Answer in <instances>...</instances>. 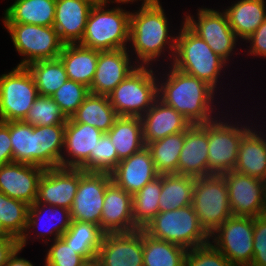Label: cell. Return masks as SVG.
<instances>
[{
    "label": "cell",
    "instance_id": "cell-1",
    "mask_svg": "<svg viewBox=\"0 0 266 266\" xmlns=\"http://www.w3.org/2000/svg\"><path fill=\"white\" fill-rule=\"evenodd\" d=\"M170 66L165 77L160 78L165 79L161 83L158 81V98L183 115L191 125H202L216 119L213 100L217 89Z\"/></svg>",
    "mask_w": 266,
    "mask_h": 266
},
{
    "label": "cell",
    "instance_id": "cell-2",
    "mask_svg": "<svg viewBox=\"0 0 266 266\" xmlns=\"http://www.w3.org/2000/svg\"><path fill=\"white\" fill-rule=\"evenodd\" d=\"M168 25L162 5H141L139 10L131 12L129 42H132L133 50L137 54L135 64L137 62L138 66L150 67L167 48L171 50L169 58L172 63L176 50V36L169 34Z\"/></svg>",
    "mask_w": 266,
    "mask_h": 266
},
{
    "label": "cell",
    "instance_id": "cell-3",
    "mask_svg": "<svg viewBox=\"0 0 266 266\" xmlns=\"http://www.w3.org/2000/svg\"><path fill=\"white\" fill-rule=\"evenodd\" d=\"M179 31L178 35L175 34L176 50L170 64L177 70L204 81L215 90L227 62L214 53L184 22Z\"/></svg>",
    "mask_w": 266,
    "mask_h": 266
},
{
    "label": "cell",
    "instance_id": "cell-4",
    "mask_svg": "<svg viewBox=\"0 0 266 266\" xmlns=\"http://www.w3.org/2000/svg\"><path fill=\"white\" fill-rule=\"evenodd\" d=\"M106 5L94 4L91 8L83 37L78 44L98 51L127 48L131 12L120 6L107 10Z\"/></svg>",
    "mask_w": 266,
    "mask_h": 266
},
{
    "label": "cell",
    "instance_id": "cell-5",
    "mask_svg": "<svg viewBox=\"0 0 266 266\" xmlns=\"http://www.w3.org/2000/svg\"><path fill=\"white\" fill-rule=\"evenodd\" d=\"M150 237L178 244L187 250L210 243L193 206L159 212L144 228Z\"/></svg>",
    "mask_w": 266,
    "mask_h": 266
},
{
    "label": "cell",
    "instance_id": "cell-6",
    "mask_svg": "<svg viewBox=\"0 0 266 266\" xmlns=\"http://www.w3.org/2000/svg\"><path fill=\"white\" fill-rule=\"evenodd\" d=\"M152 66H138L108 95L118 116L141 117L158 98V76Z\"/></svg>",
    "mask_w": 266,
    "mask_h": 266
},
{
    "label": "cell",
    "instance_id": "cell-7",
    "mask_svg": "<svg viewBox=\"0 0 266 266\" xmlns=\"http://www.w3.org/2000/svg\"><path fill=\"white\" fill-rule=\"evenodd\" d=\"M192 206L210 235L232 216L228 189L222 175L194 178Z\"/></svg>",
    "mask_w": 266,
    "mask_h": 266
},
{
    "label": "cell",
    "instance_id": "cell-8",
    "mask_svg": "<svg viewBox=\"0 0 266 266\" xmlns=\"http://www.w3.org/2000/svg\"><path fill=\"white\" fill-rule=\"evenodd\" d=\"M16 51L24 58L17 65L27 67L40 60L57 59L64 43L53 26L4 23Z\"/></svg>",
    "mask_w": 266,
    "mask_h": 266
},
{
    "label": "cell",
    "instance_id": "cell-9",
    "mask_svg": "<svg viewBox=\"0 0 266 266\" xmlns=\"http://www.w3.org/2000/svg\"><path fill=\"white\" fill-rule=\"evenodd\" d=\"M38 95L27 67L16 66L0 75V121H23Z\"/></svg>",
    "mask_w": 266,
    "mask_h": 266
},
{
    "label": "cell",
    "instance_id": "cell-10",
    "mask_svg": "<svg viewBox=\"0 0 266 266\" xmlns=\"http://www.w3.org/2000/svg\"><path fill=\"white\" fill-rule=\"evenodd\" d=\"M219 118L220 116L208 122L209 176L234 170L241 138L250 129L249 125L240 126L238 123L236 125V122L234 125Z\"/></svg>",
    "mask_w": 266,
    "mask_h": 266
},
{
    "label": "cell",
    "instance_id": "cell-11",
    "mask_svg": "<svg viewBox=\"0 0 266 266\" xmlns=\"http://www.w3.org/2000/svg\"><path fill=\"white\" fill-rule=\"evenodd\" d=\"M253 232L254 217L232 215L210 234V243L234 266H250Z\"/></svg>",
    "mask_w": 266,
    "mask_h": 266
},
{
    "label": "cell",
    "instance_id": "cell-12",
    "mask_svg": "<svg viewBox=\"0 0 266 266\" xmlns=\"http://www.w3.org/2000/svg\"><path fill=\"white\" fill-rule=\"evenodd\" d=\"M198 20L194 16L187 15L184 23L199 37H201L213 50L227 63L230 55L234 53L238 38L229 25L226 13L219 12L210 8H199ZM232 53V54H231Z\"/></svg>",
    "mask_w": 266,
    "mask_h": 266
},
{
    "label": "cell",
    "instance_id": "cell-13",
    "mask_svg": "<svg viewBox=\"0 0 266 266\" xmlns=\"http://www.w3.org/2000/svg\"><path fill=\"white\" fill-rule=\"evenodd\" d=\"M226 181L231 213L258 217L266 214V182L236 171L222 174Z\"/></svg>",
    "mask_w": 266,
    "mask_h": 266
},
{
    "label": "cell",
    "instance_id": "cell-14",
    "mask_svg": "<svg viewBox=\"0 0 266 266\" xmlns=\"http://www.w3.org/2000/svg\"><path fill=\"white\" fill-rule=\"evenodd\" d=\"M111 181L109 173L80 168L79 186L70 209L72 221L91 222L100 227L105 191Z\"/></svg>",
    "mask_w": 266,
    "mask_h": 266
},
{
    "label": "cell",
    "instance_id": "cell-15",
    "mask_svg": "<svg viewBox=\"0 0 266 266\" xmlns=\"http://www.w3.org/2000/svg\"><path fill=\"white\" fill-rule=\"evenodd\" d=\"M96 258L101 266H143V229L104 233Z\"/></svg>",
    "mask_w": 266,
    "mask_h": 266
},
{
    "label": "cell",
    "instance_id": "cell-16",
    "mask_svg": "<svg viewBox=\"0 0 266 266\" xmlns=\"http://www.w3.org/2000/svg\"><path fill=\"white\" fill-rule=\"evenodd\" d=\"M103 134L96 127L68 118L65 124L61 167L85 170L90 165V154L95 153L97 142Z\"/></svg>",
    "mask_w": 266,
    "mask_h": 266
},
{
    "label": "cell",
    "instance_id": "cell-17",
    "mask_svg": "<svg viewBox=\"0 0 266 266\" xmlns=\"http://www.w3.org/2000/svg\"><path fill=\"white\" fill-rule=\"evenodd\" d=\"M80 180V168L45 169L35 203L71 209Z\"/></svg>",
    "mask_w": 266,
    "mask_h": 266
},
{
    "label": "cell",
    "instance_id": "cell-18",
    "mask_svg": "<svg viewBox=\"0 0 266 266\" xmlns=\"http://www.w3.org/2000/svg\"><path fill=\"white\" fill-rule=\"evenodd\" d=\"M45 169L33 164L11 162L0 166V191L29 206L36 202L39 181Z\"/></svg>",
    "mask_w": 266,
    "mask_h": 266
},
{
    "label": "cell",
    "instance_id": "cell-19",
    "mask_svg": "<svg viewBox=\"0 0 266 266\" xmlns=\"http://www.w3.org/2000/svg\"><path fill=\"white\" fill-rule=\"evenodd\" d=\"M128 52L130 51H127V48L99 51L96 72L89 87L90 93L108 96L118 84L138 67L131 60Z\"/></svg>",
    "mask_w": 266,
    "mask_h": 266
},
{
    "label": "cell",
    "instance_id": "cell-20",
    "mask_svg": "<svg viewBox=\"0 0 266 266\" xmlns=\"http://www.w3.org/2000/svg\"><path fill=\"white\" fill-rule=\"evenodd\" d=\"M110 175L117 186L132 196L159 176L151 152L146 146L130 157L120 160Z\"/></svg>",
    "mask_w": 266,
    "mask_h": 266
},
{
    "label": "cell",
    "instance_id": "cell-21",
    "mask_svg": "<svg viewBox=\"0 0 266 266\" xmlns=\"http://www.w3.org/2000/svg\"><path fill=\"white\" fill-rule=\"evenodd\" d=\"M132 195L111 181L105 191L100 229L104 233L138 230L133 220Z\"/></svg>",
    "mask_w": 266,
    "mask_h": 266
},
{
    "label": "cell",
    "instance_id": "cell-22",
    "mask_svg": "<svg viewBox=\"0 0 266 266\" xmlns=\"http://www.w3.org/2000/svg\"><path fill=\"white\" fill-rule=\"evenodd\" d=\"M177 174L194 178L209 176L208 123L191 125L185 131Z\"/></svg>",
    "mask_w": 266,
    "mask_h": 266
},
{
    "label": "cell",
    "instance_id": "cell-23",
    "mask_svg": "<svg viewBox=\"0 0 266 266\" xmlns=\"http://www.w3.org/2000/svg\"><path fill=\"white\" fill-rule=\"evenodd\" d=\"M93 6L90 0H56L53 27L64 44L81 41Z\"/></svg>",
    "mask_w": 266,
    "mask_h": 266
},
{
    "label": "cell",
    "instance_id": "cell-24",
    "mask_svg": "<svg viewBox=\"0 0 266 266\" xmlns=\"http://www.w3.org/2000/svg\"><path fill=\"white\" fill-rule=\"evenodd\" d=\"M140 119L145 145L171 134L186 131L191 126L183 115L159 98Z\"/></svg>",
    "mask_w": 266,
    "mask_h": 266
},
{
    "label": "cell",
    "instance_id": "cell-25",
    "mask_svg": "<svg viewBox=\"0 0 266 266\" xmlns=\"http://www.w3.org/2000/svg\"><path fill=\"white\" fill-rule=\"evenodd\" d=\"M43 213L47 214L46 217H48L50 220L47 218L48 220L46 219L45 221L48 224L49 223L50 224L49 226L48 224L43 225L41 229L44 230V227L46 226L45 230L34 236H36V238L39 240H40V237L42 238L44 237L43 238L44 240L42 239V241L45 244H47L50 240L54 241L57 238H60L70 227L72 219H71V213L69 209L64 208V207H59V206H52L49 204L34 203L28 208L27 226L25 229V233L18 240V246L24 249V247L27 245L26 243L28 239L31 237L30 233L32 232V230L30 229L31 228L35 229L36 227L38 228L40 226L38 222L41 220V218H43L42 217L44 215ZM51 234L54 236V238L52 239H50L49 237V235ZM45 236H48V237H46L45 239Z\"/></svg>",
    "mask_w": 266,
    "mask_h": 266
},
{
    "label": "cell",
    "instance_id": "cell-26",
    "mask_svg": "<svg viewBox=\"0 0 266 266\" xmlns=\"http://www.w3.org/2000/svg\"><path fill=\"white\" fill-rule=\"evenodd\" d=\"M254 129L241 138L234 171L266 182V136Z\"/></svg>",
    "mask_w": 266,
    "mask_h": 266
},
{
    "label": "cell",
    "instance_id": "cell-27",
    "mask_svg": "<svg viewBox=\"0 0 266 266\" xmlns=\"http://www.w3.org/2000/svg\"><path fill=\"white\" fill-rule=\"evenodd\" d=\"M65 124L34 126V165L44 169L61 167Z\"/></svg>",
    "mask_w": 266,
    "mask_h": 266
},
{
    "label": "cell",
    "instance_id": "cell-28",
    "mask_svg": "<svg viewBox=\"0 0 266 266\" xmlns=\"http://www.w3.org/2000/svg\"><path fill=\"white\" fill-rule=\"evenodd\" d=\"M98 50L80 44H64L59 59L65 67L68 79L91 86L98 61Z\"/></svg>",
    "mask_w": 266,
    "mask_h": 266
},
{
    "label": "cell",
    "instance_id": "cell-29",
    "mask_svg": "<svg viewBox=\"0 0 266 266\" xmlns=\"http://www.w3.org/2000/svg\"><path fill=\"white\" fill-rule=\"evenodd\" d=\"M265 3L264 0H240L224 9L237 38L248 39L263 23L266 19Z\"/></svg>",
    "mask_w": 266,
    "mask_h": 266
},
{
    "label": "cell",
    "instance_id": "cell-30",
    "mask_svg": "<svg viewBox=\"0 0 266 266\" xmlns=\"http://www.w3.org/2000/svg\"><path fill=\"white\" fill-rule=\"evenodd\" d=\"M56 0H15L4 14L3 23L53 26Z\"/></svg>",
    "mask_w": 266,
    "mask_h": 266
},
{
    "label": "cell",
    "instance_id": "cell-31",
    "mask_svg": "<svg viewBox=\"0 0 266 266\" xmlns=\"http://www.w3.org/2000/svg\"><path fill=\"white\" fill-rule=\"evenodd\" d=\"M107 134L120 160L130 157L146 146L140 117L119 116Z\"/></svg>",
    "mask_w": 266,
    "mask_h": 266
},
{
    "label": "cell",
    "instance_id": "cell-32",
    "mask_svg": "<svg viewBox=\"0 0 266 266\" xmlns=\"http://www.w3.org/2000/svg\"><path fill=\"white\" fill-rule=\"evenodd\" d=\"M118 117L108 96L90 93L71 116V119L74 122L88 124L103 133H107Z\"/></svg>",
    "mask_w": 266,
    "mask_h": 266
},
{
    "label": "cell",
    "instance_id": "cell-33",
    "mask_svg": "<svg viewBox=\"0 0 266 266\" xmlns=\"http://www.w3.org/2000/svg\"><path fill=\"white\" fill-rule=\"evenodd\" d=\"M194 177L163 174L159 197V211H170L192 205Z\"/></svg>",
    "mask_w": 266,
    "mask_h": 266
},
{
    "label": "cell",
    "instance_id": "cell-34",
    "mask_svg": "<svg viewBox=\"0 0 266 266\" xmlns=\"http://www.w3.org/2000/svg\"><path fill=\"white\" fill-rule=\"evenodd\" d=\"M104 232L91 222L72 221L61 238L85 260L97 257Z\"/></svg>",
    "mask_w": 266,
    "mask_h": 266
},
{
    "label": "cell",
    "instance_id": "cell-35",
    "mask_svg": "<svg viewBox=\"0 0 266 266\" xmlns=\"http://www.w3.org/2000/svg\"><path fill=\"white\" fill-rule=\"evenodd\" d=\"M184 140L185 131L171 134L146 145L159 175L177 174L178 160Z\"/></svg>",
    "mask_w": 266,
    "mask_h": 266
},
{
    "label": "cell",
    "instance_id": "cell-36",
    "mask_svg": "<svg viewBox=\"0 0 266 266\" xmlns=\"http://www.w3.org/2000/svg\"><path fill=\"white\" fill-rule=\"evenodd\" d=\"M187 249L150 237L143 231V266H184Z\"/></svg>",
    "mask_w": 266,
    "mask_h": 266
},
{
    "label": "cell",
    "instance_id": "cell-37",
    "mask_svg": "<svg viewBox=\"0 0 266 266\" xmlns=\"http://www.w3.org/2000/svg\"><path fill=\"white\" fill-rule=\"evenodd\" d=\"M39 95L51 97L68 80L65 67L59 58L40 60L27 66Z\"/></svg>",
    "mask_w": 266,
    "mask_h": 266
},
{
    "label": "cell",
    "instance_id": "cell-38",
    "mask_svg": "<svg viewBox=\"0 0 266 266\" xmlns=\"http://www.w3.org/2000/svg\"><path fill=\"white\" fill-rule=\"evenodd\" d=\"M161 190L162 175H159L132 196L133 220L138 229H143L160 212Z\"/></svg>",
    "mask_w": 266,
    "mask_h": 266
},
{
    "label": "cell",
    "instance_id": "cell-39",
    "mask_svg": "<svg viewBox=\"0 0 266 266\" xmlns=\"http://www.w3.org/2000/svg\"><path fill=\"white\" fill-rule=\"evenodd\" d=\"M29 205L8 197L0 191V220L4 228L17 240L25 233Z\"/></svg>",
    "mask_w": 266,
    "mask_h": 266
},
{
    "label": "cell",
    "instance_id": "cell-40",
    "mask_svg": "<svg viewBox=\"0 0 266 266\" xmlns=\"http://www.w3.org/2000/svg\"><path fill=\"white\" fill-rule=\"evenodd\" d=\"M13 162L34 165V126L23 121H9Z\"/></svg>",
    "mask_w": 266,
    "mask_h": 266
},
{
    "label": "cell",
    "instance_id": "cell-41",
    "mask_svg": "<svg viewBox=\"0 0 266 266\" xmlns=\"http://www.w3.org/2000/svg\"><path fill=\"white\" fill-rule=\"evenodd\" d=\"M68 118L52 97L38 95L23 122L32 126L66 124Z\"/></svg>",
    "mask_w": 266,
    "mask_h": 266
},
{
    "label": "cell",
    "instance_id": "cell-42",
    "mask_svg": "<svg viewBox=\"0 0 266 266\" xmlns=\"http://www.w3.org/2000/svg\"><path fill=\"white\" fill-rule=\"evenodd\" d=\"M89 94L90 91L87 86L68 79L51 97L64 115L71 118Z\"/></svg>",
    "mask_w": 266,
    "mask_h": 266
},
{
    "label": "cell",
    "instance_id": "cell-43",
    "mask_svg": "<svg viewBox=\"0 0 266 266\" xmlns=\"http://www.w3.org/2000/svg\"><path fill=\"white\" fill-rule=\"evenodd\" d=\"M119 162L116 148L113 146L109 135L104 133L97 142L95 153L90 154V165L84 171L110 174Z\"/></svg>",
    "mask_w": 266,
    "mask_h": 266
},
{
    "label": "cell",
    "instance_id": "cell-44",
    "mask_svg": "<svg viewBox=\"0 0 266 266\" xmlns=\"http://www.w3.org/2000/svg\"><path fill=\"white\" fill-rule=\"evenodd\" d=\"M84 261L85 259L60 237L51 243L44 266H81Z\"/></svg>",
    "mask_w": 266,
    "mask_h": 266
},
{
    "label": "cell",
    "instance_id": "cell-45",
    "mask_svg": "<svg viewBox=\"0 0 266 266\" xmlns=\"http://www.w3.org/2000/svg\"><path fill=\"white\" fill-rule=\"evenodd\" d=\"M184 266H234L212 243L187 251Z\"/></svg>",
    "mask_w": 266,
    "mask_h": 266
},
{
    "label": "cell",
    "instance_id": "cell-46",
    "mask_svg": "<svg viewBox=\"0 0 266 266\" xmlns=\"http://www.w3.org/2000/svg\"><path fill=\"white\" fill-rule=\"evenodd\" d=\"M250 266H266V214L254 217L253 259Z\"/></svg>",
    "mask_w": 266,
    "mask_h": 266
},
{
    "label": "cell",
    "instance_id": "cell-47",
    "mask_svg": "<svg viewBox=\"0 0 266 266\" xmlns=\"http://www.w3.org/2000/svg\"><path fill=\"white\" fill-rule=\"evenodd\" d=\"M245 41L250 43L249 54L266 58V19Z\"/></svg>",
    "mask_w": 266,
    "mask_h": 266
},
{
    "label": "cell",
    "instance_id": "cell-48",
    "mask_svg": "<svg viewBox=\"0 0 266 266\" xmlns=\"http://www.w3.org/2000/svg\"><path fill=\"white\" fill-rule=\"evenodd\" d=\"M13 162L9 122L0 121V166Z\"/></svg>",
    "mask_w": 266,
    "mask_h": 266
},
{
    "label": "cell",
    "instance_id": "cell-49",
    "mask_svg": "<svg viewBox=\"0 0 266 266\" xmlns=\"http://www.w3.org/2000/svg\"><path fill=\"white\" fill-rule=\"evenodd\" d=\"M18 246L14 237H0V266H5L8 256Z\"/></svg>",
    "mask_w": 266,
    "mask_h": 266
},
{
    "label": "cell",
    "instance_id": "cell-50",
    "mask_svg": "<svg viewBox=\"0 0 266 266\" xmlns=\"http://www.w3.org/2000/svg\"><path fill=\"white\" fill-rule=\"evenodd\" d=\"M21 250H23V248L17 246L8 256L5 266H33L32 262L25 258L18 257V254L22 252Z\"/></svg>",
    "mask_w": 266,
    "mask_h": 266
},
{
    "label": "cell",
    "instance_id": "cell-51",
    "mask_svg": "<svg viewBox=\"0 0 266 266\" xmlns=\"http://www.w3.org/2000/svg\"><path fill=\"white\" fill-rule=\"evenodd\" d=\"M137 2V0H116V3H122V4H127V3H131L133 4V2ZM139 1H143L142 5L143 6H148V5H161L159 0H139Z\"/></svg>",
    "mask_w": 266,
    "mask_h": 266
},
{
    "label": "cell",
    "instance_id": "cell-52",
    "mask_svg": "<svg viewBox=\"0 0 266 266\" xmlns=\"http://www.w3.org/2000/svg\"><path fill=\"white\" fill-rule=\"evenodd\" d=\"M81 266H101V264L97 258H93L90 260H85Z\"/></svg>",
    "mask_w": 266,
    "mask_h": 266
},
{
    "label": "cell",
    "instance_id": "cell-53",
    "mask_svg": "<svg viewBox=\"0 0 266 266\" xmlns=\"http://www.w3.org/2000/svg\"><path fill=\"white\" fill-rule=\"evenodd\" d=\"M0 237H13L3 226L0 220Z\"/></svg>",
    "mask_w": 266,
    "mask_h": 266
},
{
    "label": "cell",
    "instance_id": "cell-54",
    "mask_svg": "<svg viewBox=\"0 0 266 266\" xmlns=\"http://www.w3.org/2000/svg\"><path fill=\"white\" fill-rule=\"evenodd\" d=\"M92 1L94 4H108V2L110 3H116V0H90Z\"/></svg>",
    "mask_w": 266,
    "mask_h": 266
}]
</instances>
